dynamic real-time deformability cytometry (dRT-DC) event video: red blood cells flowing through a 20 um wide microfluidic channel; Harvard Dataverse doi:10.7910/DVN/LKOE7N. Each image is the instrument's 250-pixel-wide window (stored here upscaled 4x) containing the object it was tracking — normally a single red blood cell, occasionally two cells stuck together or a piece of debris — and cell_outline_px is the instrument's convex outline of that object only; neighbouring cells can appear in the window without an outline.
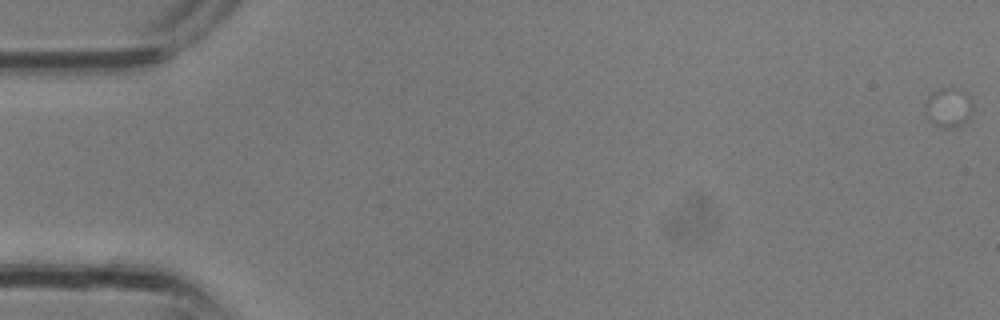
{"species": "common noctule bat (a hibernating species)", "species_latin": "Nyctalus noctula", "temperature_condition": "room temperature", "stored_images_in_passage": 1, "camera_frame_rate_fps": 3000, "um_per_image_px": 0.085, "animal": {"sex": "male", "body_mass_g": 13.3}, "frame": {"image": 1, "passage_image": 1, "time_ms": 0.0, "image_size_px": [1000, 320], "cell_outline_px": [[972, 116], [960, 124], [952, 128], [940, 128], [928, 120], [924, 108], [924, 100], [932, 92], [940, 88], [960, 88], [972, 96]], "centroid_in_image_um": [80.61, 9.11], "position_along_channel_um": 4.4, "area_um2": 11.39}}